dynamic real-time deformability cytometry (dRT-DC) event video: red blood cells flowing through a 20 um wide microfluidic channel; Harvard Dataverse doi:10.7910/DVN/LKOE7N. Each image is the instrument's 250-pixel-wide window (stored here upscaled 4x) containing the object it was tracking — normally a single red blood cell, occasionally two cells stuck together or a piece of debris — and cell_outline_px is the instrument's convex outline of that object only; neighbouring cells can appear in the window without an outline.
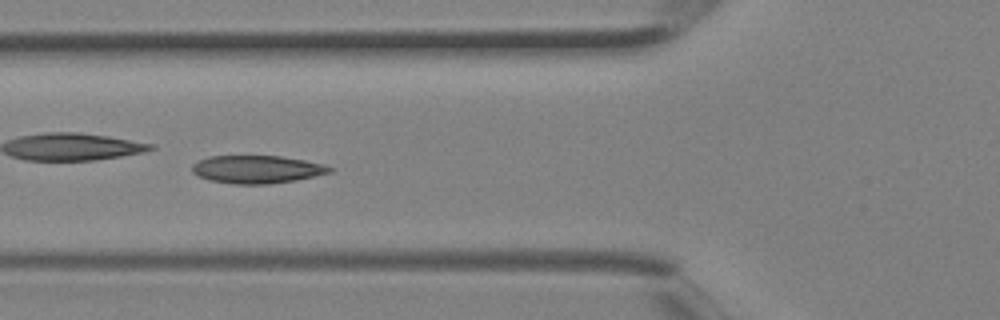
{"species": "Egyptian fruit bat (a non-hibernating species)", "species_latin": "Rousettus aegyptiacus", "temperature_condition": "room temperature", "stored_images_in_passage": 8, "camera_frame_rate_fps": 3000, "um_per_image_px": 0.085, "animal": {"sex": "female"}, "frame": {"image": 1, "passage_image": 6, "time_ms": 1.667, "image_size_px": [1000, 320], "cell_outline_px": [[336, 168], [332, 172], [296, 180], [268, 184], [236, 184], [208, 180], [192, 172], [192, 164], [208, 156], [280, 156], [304, 160], [324, 164]], "centroid_in_image_um": [21.87, 14.39], "position_along_channel_um": 103.9, "area_um2": 22.37}}
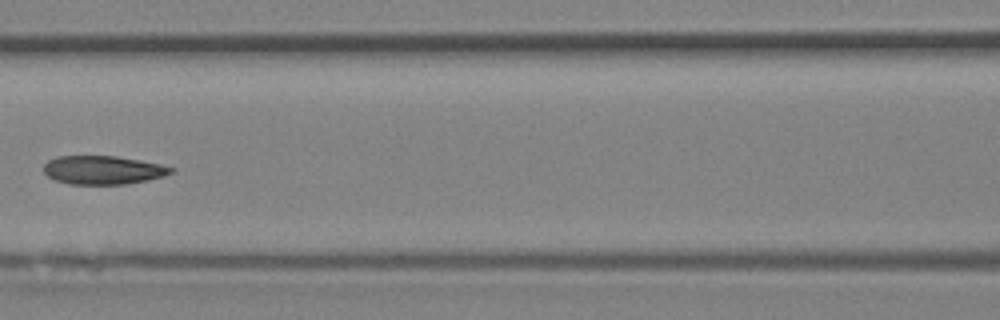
{"frame": {"image": 2, "passage_image": 8, "time_ms": 2.333, "image_size_px": [1000, 320], "cell_outline_px": [[176, 172], [164, 176], [148, 180], [124, 184], [68, 184], [56, 180], [48, 176], [44, 172], [44, 164], [48, 160], [56, 156], [116, 156], [140, 160], [160, 164], [176, 168]], "centroid_in_image_um": [8.79, 14.45], "position_along_channel_um": 157.8, "area_um2": 21.33}}